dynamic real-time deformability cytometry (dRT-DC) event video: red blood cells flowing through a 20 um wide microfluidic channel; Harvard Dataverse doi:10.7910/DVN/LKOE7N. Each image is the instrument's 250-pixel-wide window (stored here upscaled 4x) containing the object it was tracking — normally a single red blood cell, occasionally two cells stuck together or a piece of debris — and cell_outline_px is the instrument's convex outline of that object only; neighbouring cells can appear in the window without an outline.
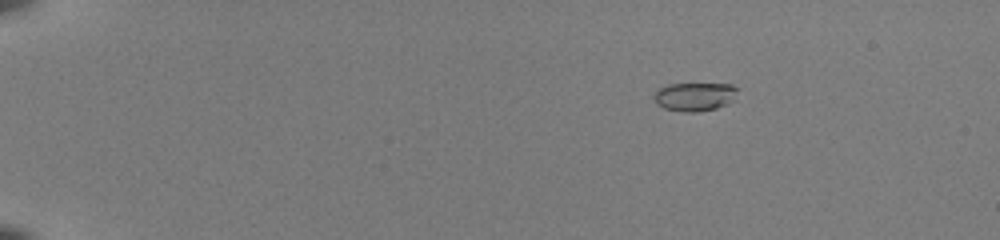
{"species": "common noctule bat (a hibernating species)", "species_latin": "Nyctalus noctula", "temperature_condition": "room temperature", "stored_images_in_passage": 45, "camera_frame_rate_fps": 3000, "um_per_image_px": 0.085, "animal": {"sex": "female", "body_mass_g": 22.0, "forearm_length_mm": 56.7}, "frame": {"image": 1, "passage_image": 1, "time_ms": 0.0, "image_size_px": [1000, 240], "cell_outline_px": [[736, 100], [716, 108], [696, 112], [684, 112], [664, 108], [656, 104], [652, 96], [660, 88], [668, 84], [732, 84], [736, 88]], "centroid_in_image_um": [59.04, 8.22], "position_along_channel_um": 26.0, "area_um2": 13.93}}
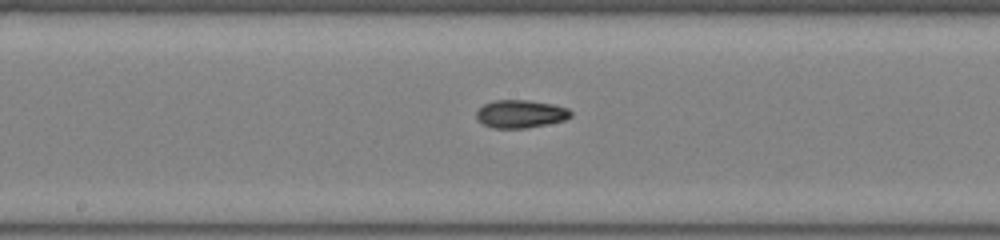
{"frame": {"image": 2, "passage_image": 23, "time_ms": 7.333, "image_size_px": [1000, 240], "cell_outline_px": [[572, 116], [564, 120], [524, 128], [492, 128], [484, 124], [476, 116], [476, 112], [484, 104], [496, 100], [528, 100], [552, 104], [568, 108], [572, 112]], "centroid_in_image_um": [44.26, 9.67], "position_along_channel_um": 203.9, "area_um2": 15.14}}
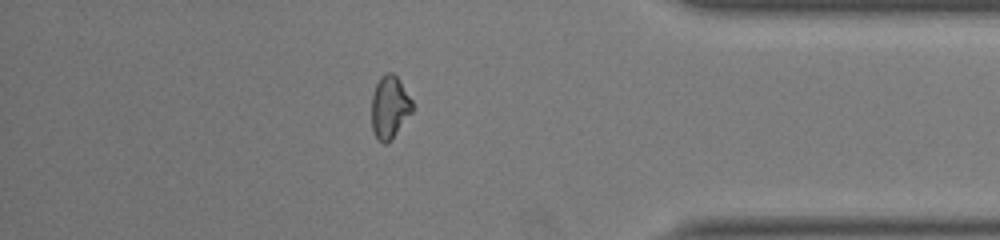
{"frame": {"image": 3, "passage_image": 39, "time_ms": 12.667, "image_size_px": [1000, 240], "cell_outline_px": [[412, 112], [396, 132], [384, 144], [376, 140], [372, 128], [372, 96], [376, 84], [380, 76], [388, 72], [392, 72], [396, 76], [412, 100]], "centroid_in_image_um": [33.09, 9.09], "position_along_channel_um": 402.1, "area_um2": 14.57}, "authors_computed_cell_mechanics": {"area_um2": 14.7968, "velocity_mm_per_s": 4.0462, "shape_relaxation_time_tau1_ms": 7.3995, "shape_relaxation_time_tau2_ms": 2.2623, "deformation_change_tau1": 0.1956, "deformation_change_tau2": 0.0748}}